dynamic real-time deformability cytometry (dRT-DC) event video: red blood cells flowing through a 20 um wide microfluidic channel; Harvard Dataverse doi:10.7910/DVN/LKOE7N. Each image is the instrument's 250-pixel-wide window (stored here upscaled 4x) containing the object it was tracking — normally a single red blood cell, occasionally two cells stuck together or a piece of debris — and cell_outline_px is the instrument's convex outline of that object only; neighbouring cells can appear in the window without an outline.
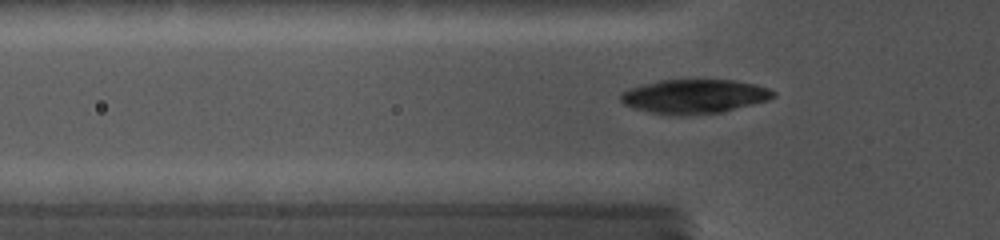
{"species": "common noctule bat (a hibernating species)", "species_latin": "Nyctalus noctula", "temperature_condition": "cold", "stored_images_in_passage": 25, "camera_frame_rate_fps": 5000, "um_per_image_px": 0.085, "animal": {"sex": "female", "body_mass_g": 19.0, "forearm_length_mm": 56.7}, "frame": {"image": 1, "passage_image": 6, "time_ms": 1.6, "image_size_px": [1000, 240], "cell_outline_px": [[776, 96], [768, 100], [720, 112], [688, 116], [676, 116], [648, 112], [632, 108], [624, 104], [620, 100], [620, 96], [624, 92], [632, 88], [644, 84], [660, 80], [732, 80], [756, 84], [768, 88], [776, 92]], "centroid_in_image_um": [59.02, 8.21], "position_along_channel_um": 66.8, "area_um2": 30.35}}
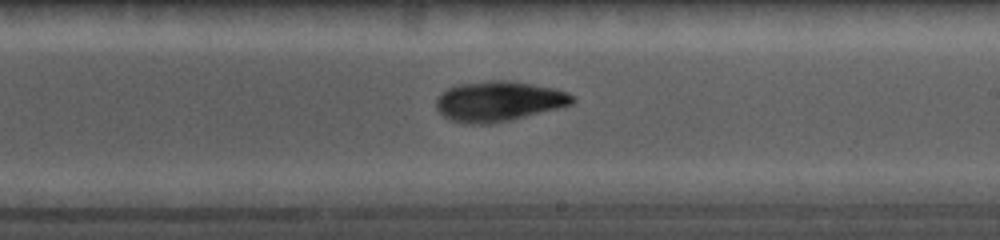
{"frame": {"image": 2, "passage_image": 15, "time_ms": 6.2, "image_size_px": [1000, 240], "cell_outline_px": [[572, 104], [512, 120], [492, 124], [464, 124], [448, 120], [436, 108], [436, 100], [448, 88], [456, 84], [492, 80], [504, 80], [532, 84], [552, 88], [564, 92], [572, 96]], "centroid_in_image_um": [42.32, 8.62], "position_along_channel_um": 246.7, "area_um2": 31.62}}
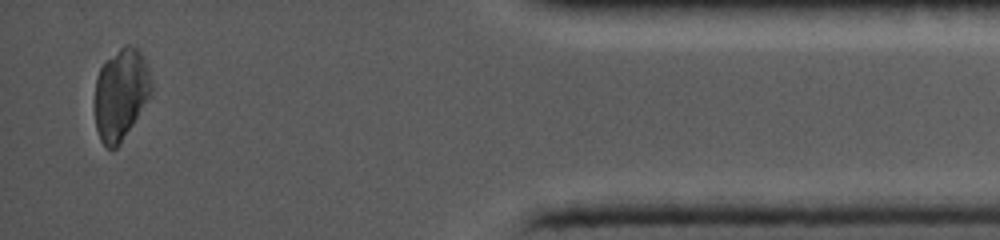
{"frame": {"image": 3, "passage_image": 25, "time_ms": 11.8, "image_size_px": [1000, 240], "cell_outline_px": [[152, 92], [120, 144], [116, 148], [108, 148], [100, 140], [96, 128], [96, 76], [104, 60], [124, 44], [128, 44], [136, 48], [140, 52], [144, 60], [152, 84]], "centroid_in_image_um": [10.25, 7.98], "position_along_channel_um": 424.9, "area_um2": 29.65}}